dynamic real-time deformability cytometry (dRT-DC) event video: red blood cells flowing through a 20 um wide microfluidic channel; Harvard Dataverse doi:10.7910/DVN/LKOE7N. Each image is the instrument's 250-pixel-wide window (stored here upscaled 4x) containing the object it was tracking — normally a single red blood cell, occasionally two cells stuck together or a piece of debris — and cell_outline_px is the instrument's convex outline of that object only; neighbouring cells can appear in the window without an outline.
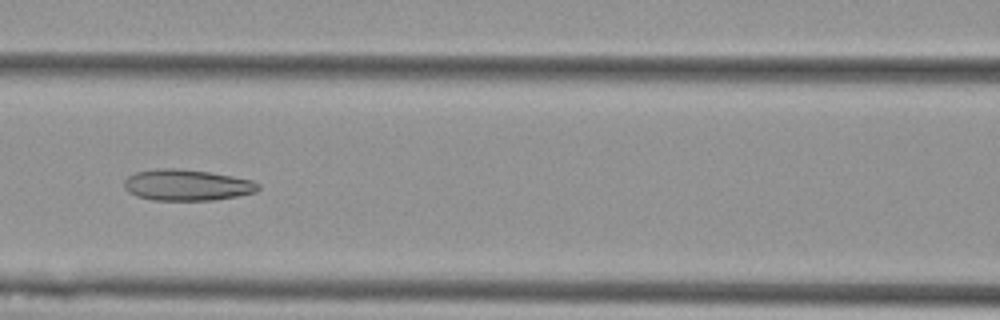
{"species": "Egyptian fruit bat (a non-hibernating species)", "species_latin": "Rousettus aegyptiacus", "temperature_condition": "cold", "stored_images_in_passage": 8, "camera_frame_rate_fps": 3000, "um_per_image_px": 0.085, "animal": {"sex": "female"}, "frame": {"image": 1, "passage_image": 7, "time_ms": 2.0, "image_size_px": [1000, 320], "cell_outline_px": [[260, 188], [256, 192], [236, 196], [212, 200], [152, 200], [136, 196], [128, 192], [124, 188], [124, 180], [128, 176], [136, 172], [156, 168], [176, 168], [208, 172], [232, 176], [252, 180], [260, 184]], "centroid_in_image_um": [15.86, 15.73], "position_along_channel_um": 150.7, "area_um2": 24.39}}
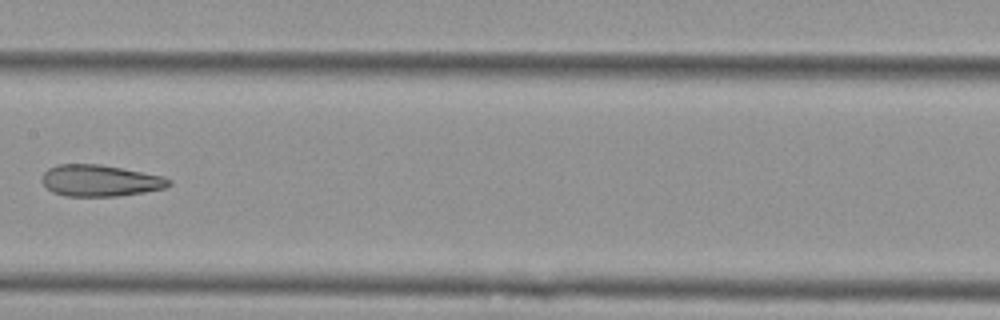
{"frame": {"image": 2, "passage_image": 8, "time_ms": 2.333, "image_size_px": [1000, 320], "cell_outline_px": [[172, 184], [164, 188], [144, 192], [116, 196], [64, 196], [52, 192], [44, 184], [44, 172], [48, 168], [56, 164], [100, 164], [164, 176], [172, 180]], "centroid_in_image_um": [8.53, 15.35], "position_along_channel_um": 198.9, "area_um2": 23.24}}